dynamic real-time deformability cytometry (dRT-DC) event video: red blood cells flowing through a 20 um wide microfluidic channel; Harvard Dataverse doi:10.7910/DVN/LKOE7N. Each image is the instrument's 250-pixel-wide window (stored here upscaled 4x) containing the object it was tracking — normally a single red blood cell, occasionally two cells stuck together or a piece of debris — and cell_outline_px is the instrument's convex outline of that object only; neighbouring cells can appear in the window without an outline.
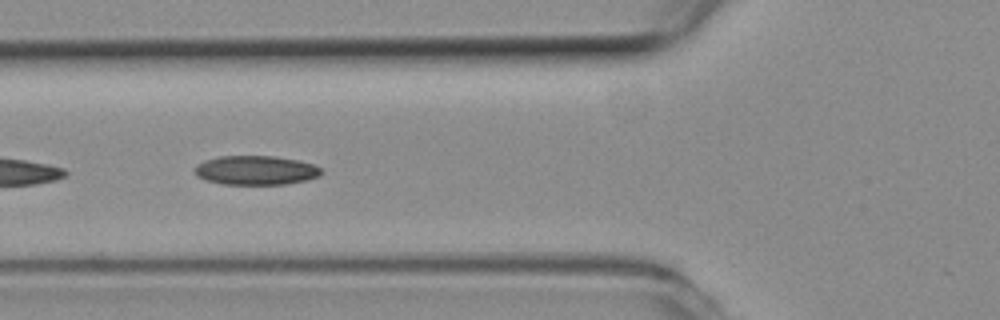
{"species": "common noctule bat (a hibernating species)", "species_latin": "Nyctalus noctula", "temperature_condition": "room temperature", "stored_images_in_passage": 34, "camera_frame_rate_fps": 3000, "um_per_image_px": 0.085, "animal": {"sex": "female", "body_mass_g": 19.3, "forearm_length_mm": 54.1}, "frame": {"image": 1, "passage_image": 6, "time_ms": 1.667, "image_size_px": [1000, 320], "cell_outline_px": [[324, 172], [320, 176], [304, 180], [284, 184], [220, 184], [196, 176], [192, 172], [196, 164], [204, 160], [220, 156], [276, 156], [300, 160], [312, 164], [320, 168]], "centroid_in_image_um": [21.71, 14.46], "position_along_channel_um": 104.1, "area_um2": 21.68}}